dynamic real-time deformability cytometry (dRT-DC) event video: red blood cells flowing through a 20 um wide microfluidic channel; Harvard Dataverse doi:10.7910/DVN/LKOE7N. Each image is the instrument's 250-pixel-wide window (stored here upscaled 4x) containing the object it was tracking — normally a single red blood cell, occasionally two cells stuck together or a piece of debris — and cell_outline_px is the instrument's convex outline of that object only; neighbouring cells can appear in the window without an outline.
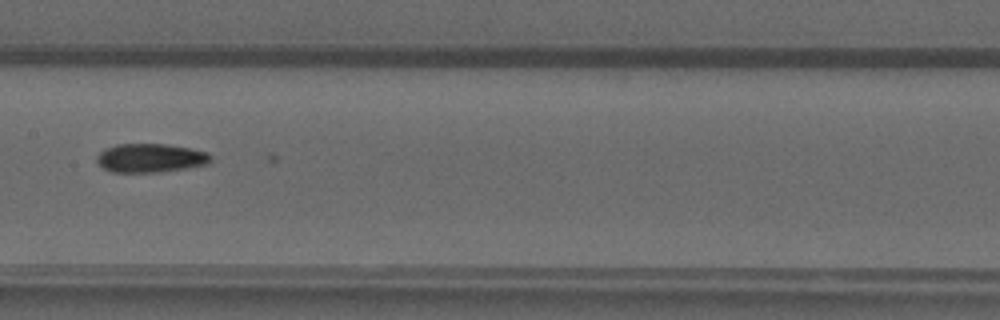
{"species": "common noctule bat (a hibernating species)", "species_latin": "Nyctalus noctula", "temperature_condition": "warm", "stored_images_in_passage": 29, "camera_frame_rate_fps": 3000, "um_per_image_px": 0.085, "animal": {"sex": "male", "forearm_length_mm": 52.5}, "frame": {"image": 1, "passage_image": 9, "time_ms": 2.667, "image_size_px": [1000, 320], "cell_outline_px": [[212, 160], [208, 164], [184, 168], [156, 172], [112, 172], [104, 168], [96, 160], [96, 156], [104, 148], [116, 144], [168, 144], [192, 148], [208, 152], [212, 156]], "centroid_in_image_um": [12.8, 13.41], "position_along_channel_um": 194.6, "area_um2": 19.19}}
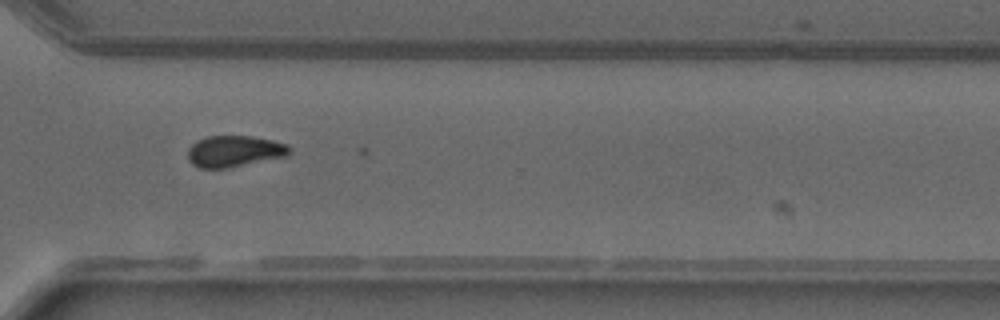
{"frame": {"image": 2, "passage_image": 20, "time_ms": 6.333, "image_size_px": [1000, 320], "cell_outline_px": [[292, 152], [288, 156], [228, 168], [200, 168], [192, 164], [188, 160], [188, 148], [196, 140], [208, 136], [252, 136], [272, 140], [288, 144], [292, 148]], "centroid_in_image_um": [19.95, 12.85], "position_along_channel_um": 350.7, "area_um2": 18.84}}
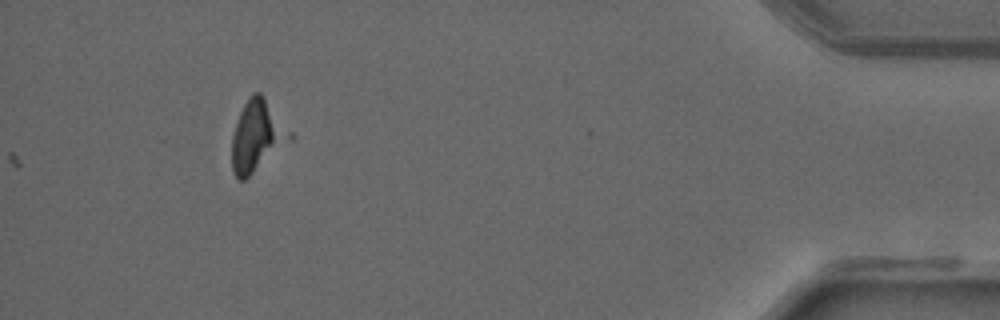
{"frame": {"image": 3, "passage_image": 29, "time_ms": 9.333, "image_size_px": [1000, 320], "cell_outline_px": [[296, 136], [292, 140], [244, 180], [240, 180], [232, 172], [232, 136], [240, 112], [248, 96], [252, 92], [260, 92], [264, 96]], "centroid_in_image_um": [21.88, 11.54], "position_along_channel_um": 413.3, "area_um2": 24.1}}